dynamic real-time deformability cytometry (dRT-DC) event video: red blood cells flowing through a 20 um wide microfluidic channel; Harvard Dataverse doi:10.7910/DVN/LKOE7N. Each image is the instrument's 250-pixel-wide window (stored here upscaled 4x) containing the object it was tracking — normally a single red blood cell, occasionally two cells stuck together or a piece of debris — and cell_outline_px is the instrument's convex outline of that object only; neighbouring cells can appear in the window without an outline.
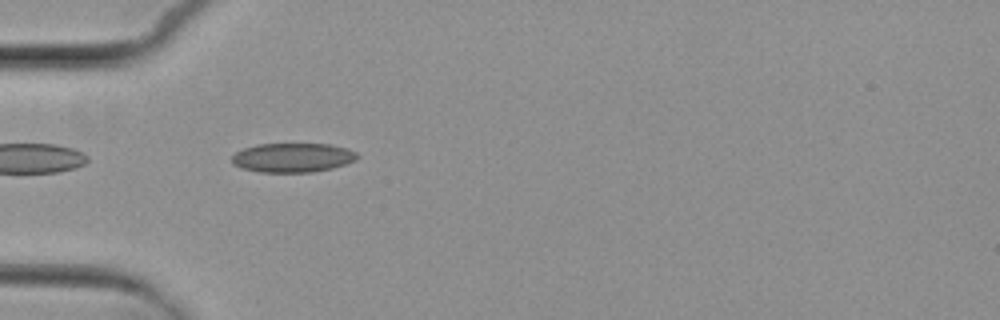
{"species": "common noctule bat (a hibernating species)", "species_latin": "Nyctalus noctula", "temperature_condition": "cold", "stored_images_in_passage": 3, "camera_frame_rate_fps": 3000, "um_per_image_px": 0.085, "animal": {"sex": "female", "body_mass_g": 29.2, "forearm_length_mm": 56.3}, "frame": {"image": 1, "passage_image": 2, "time_ms": 1.333, "image_size_px": [1000, 320], "cell_outline_px": [[360, 156], [356, 160], [332, 168], [312, 172], [260, 172], [240, 168], [232, 164], [232, 156], [236, 152], [244, 148], [256, 144], [332, 144], [348, 148], [356, 152]], "centroid_in_image_um": [24.88, 13.39], "position_along_channel_um": 60.1, "area_um2": 21.5}}